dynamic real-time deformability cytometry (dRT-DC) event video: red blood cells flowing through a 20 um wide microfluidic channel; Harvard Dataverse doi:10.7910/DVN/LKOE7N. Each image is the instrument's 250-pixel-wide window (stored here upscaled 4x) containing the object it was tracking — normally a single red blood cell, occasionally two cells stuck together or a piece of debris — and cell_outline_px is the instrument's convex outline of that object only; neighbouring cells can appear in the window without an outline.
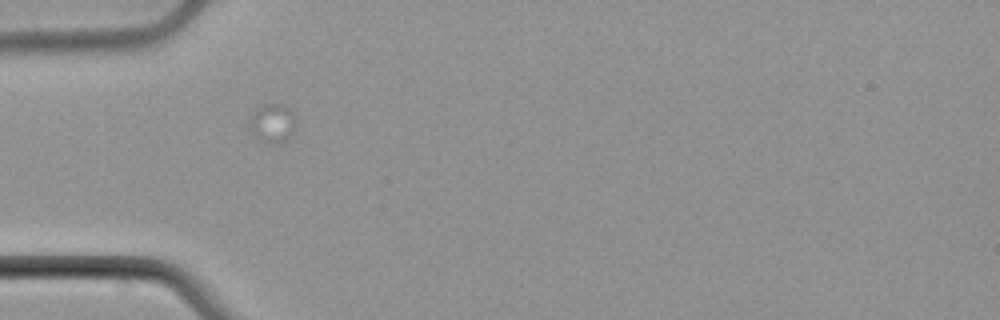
{"species": "common noctule bat (a hibernating species)", "species_latin": "Nyctalus noctula", "temperature_condition": "cold", "stored_images_in_passage": 2, "camera_frame_rate_fps": 3000, "um_per_image_px": 0.085, "animal": {"sex": "male", "body_mass_g": 21.5, "forearm_length_mm": 52.0}, "frame": {"image": 1, "passage_image": 1, "time_ms": 0.0, "image_size_px": [1000, 320], "cell_outline_px": [[296, 124], [288, 140], [276, 144], [264, 140], [256, 136], [252, 132], [248, 116], [256, 108], [264, 104], [284, 104], [296, 116]], "centroid_in_image_um": [23.18, 10.43], "position_along_channel_um": 61.8, "area_um2": 10.52}}